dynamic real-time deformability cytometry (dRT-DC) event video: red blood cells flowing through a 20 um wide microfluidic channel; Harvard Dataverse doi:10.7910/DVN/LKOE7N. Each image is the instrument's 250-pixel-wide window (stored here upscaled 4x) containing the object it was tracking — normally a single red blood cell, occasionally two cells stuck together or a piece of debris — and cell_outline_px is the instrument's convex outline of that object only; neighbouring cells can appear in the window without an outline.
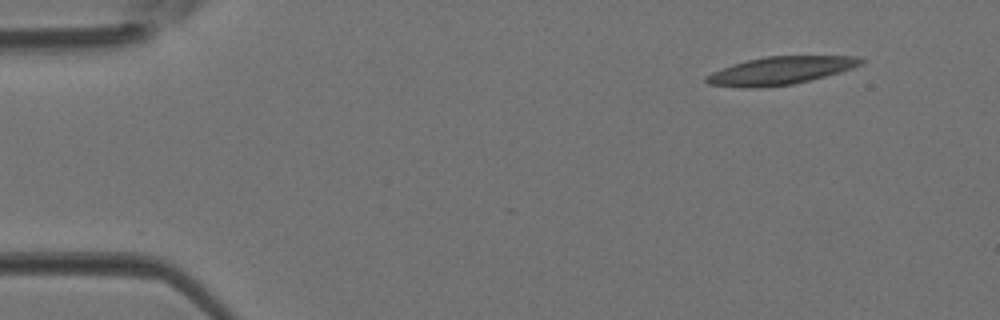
{"species": "Egyptian fruit bat (a non-hibernating species)", "species_latin": "Rousettus aegyptiacus", "temperature_condition": "room temperature", "stored_images_in_passage": 3, "camera_frame_rate_fps": 3000, "um_per_image_px": 0.085, "animal": {"sex": "female"}, "frame": {"image": 1, "passage_image": 1, "time_ms": 0.0, "image_size_px": [1000, 320], "cell_outline_px": [[864, 60], [860, 64], [852, 68], [840, 72], [792, 84], [760, 88], [748, 88], [708, 84], [704, 80], [704, 76], [712, 72], [732, 64], [748, 60], [768, 56], [860, 56]], "centroid_in_image_um": [66.3, 6.0], "position_along_channel_um": 18.7, "area_um2": 24.91}}
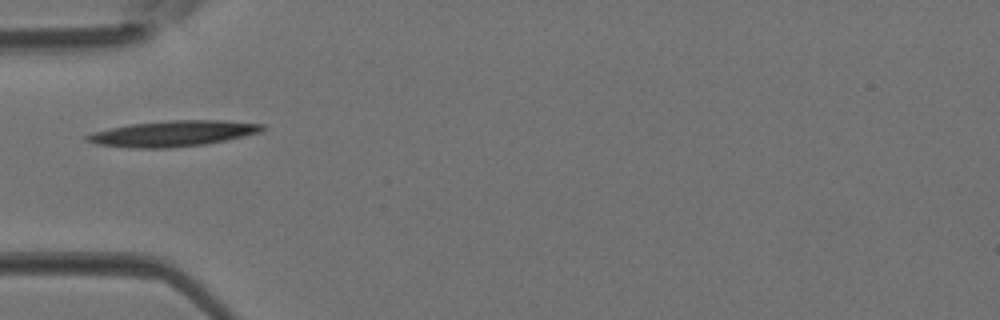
{"frame": {"image": 2, "passage_image": 3, "time_ms": 0.667, "image_size_px": [1000, 320], "cell_outline_px": [[264, 128], [260, 132], [244, 136], [204, 144], [172, 148], [136, 148], [96, 144], [84, 140], [84, 136], [92, 132], [132, 124], [172, 120], [224, 120], [264, 124]], "centroid_in_image_um": [14.69, 11.35], "position_along_channel_um": 70.3, "area_um2": 26.13}}